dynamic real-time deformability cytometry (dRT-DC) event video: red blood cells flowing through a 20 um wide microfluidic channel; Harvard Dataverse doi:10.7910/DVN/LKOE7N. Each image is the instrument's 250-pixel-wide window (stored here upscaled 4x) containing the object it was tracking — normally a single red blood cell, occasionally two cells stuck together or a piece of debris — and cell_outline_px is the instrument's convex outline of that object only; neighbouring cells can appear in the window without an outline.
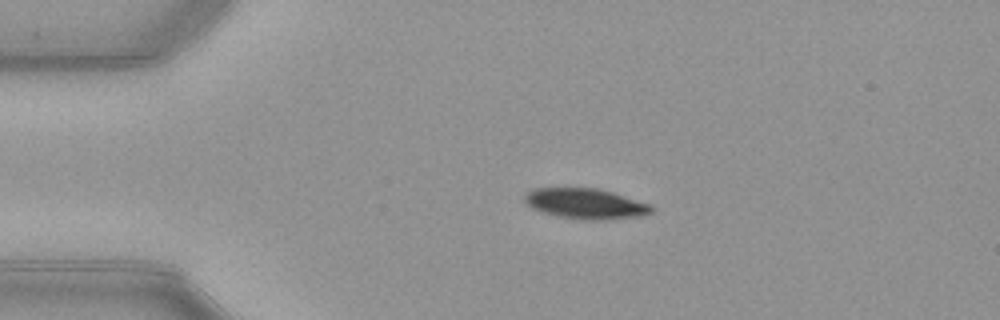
{"species": "common noctule bat (a hibernating species)", "species_latin": "Nyctalus noctula", "temperature_condition": "warm", "stored_images_in_passage": 52, "camera_frame_rate_fps": 3000, "um_per_image_px": 0.085, "animal": {"sex": "female", "body_mass_g": 21.9}, "frame": {"image": 1, "passage_image": 11, "time_ms": 3.333, "image_size_px": [1000, 320], "cell_outline_px": [[656, 208], [652, 212], [644, 216], [608, 220], [584, 220], [560, 216], [540, 212], [532, 208], [524, 200], [524, 196], [532, 188], [596, 188], [612, 192], [648, 204]], "centroid_in_image_um": [49.79, 17.32], "position_along_channel_um": 35.2, "area_um2": 22.54}}
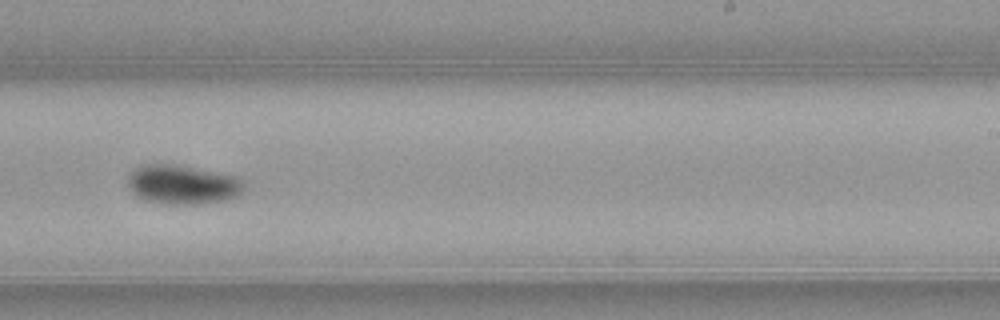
{"frame": {"image": 2, "passage_image": 32, "time_ms": 10.333, "image_size_px": [1000, 320], "cell_outline_px": [[244, 188], [236, 196], [224, 200], [200, 204], [160, 204], [144, 200], [136, 196], [128, 188], [128, 176], [136, 168], [144, 164], [180, 164], [236, 176], [244, 180]], "centroid_in_image_um": [15.5, 15.68], "position_along_channel_um": 273.5, "area_um2": 26.88}}
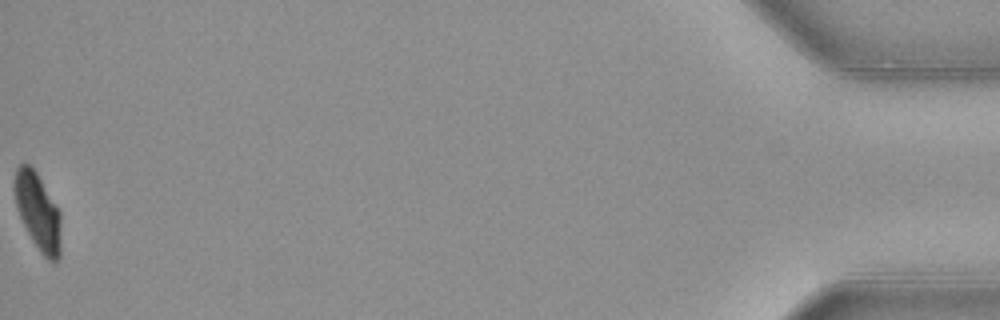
{"frame": {"image": 3, "passage_image": 52, "time_ms": 17.0, "image_size_px": [1000, 320], "cell_outline_px": [[60, 256], [56, 260], [48, 260], [40, 252], [32, 240], [20, 216], [16, 204], [12, 188], [16, 168], [24, 160], [36, 172], [56, 204], [60, 212]], "centroid_in_image_um": [3.2, 17.94], "position_along_channel_um": 432.0, "area_um2": 20.81}, "authors_computed_cell_mechanics": {"area_um2": 23.4668, "velocity_mm_per_s": 3.9619, "shape_relaxation_time_tau1_ms": 2.6674, "shape_relaxation_time_tau2_ms": null, "deformation_change_tau1": 0.1229, "deformation_change_tau2": null}}